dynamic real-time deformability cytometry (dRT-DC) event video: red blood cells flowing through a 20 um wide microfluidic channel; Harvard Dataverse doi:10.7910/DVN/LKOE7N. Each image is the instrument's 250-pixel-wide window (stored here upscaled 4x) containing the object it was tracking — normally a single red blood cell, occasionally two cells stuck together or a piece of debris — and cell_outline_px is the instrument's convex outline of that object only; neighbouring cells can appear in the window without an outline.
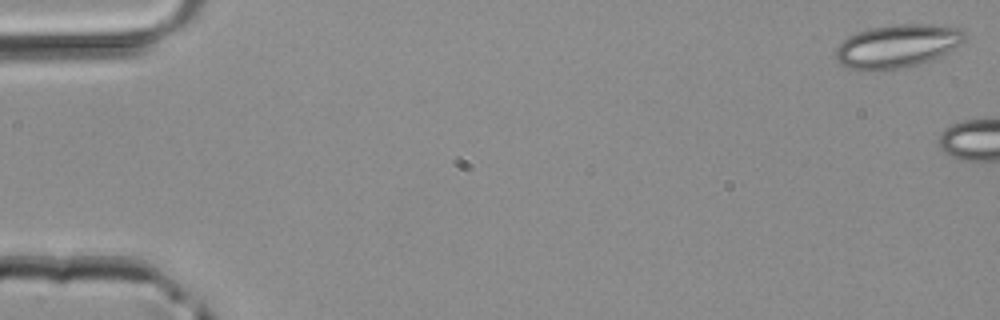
{"species": "common noctule bat (a hibernating species)", "species_latin": "Nyctalus noctula", "temperature_condition": "room temperature", "stored_images_in_passage": 2, "camera_frame_rate_fps": 3000, "um_per_image_px": 0.085, "animal": {"sex": "male", "body_mass_g": 20.4}, "frame": {"image": 1, "passage_image": 1, "time_ms": 0.0, "image_size_px": [1000, 320], "cell_outline_px": [[964, 40], [960, 44], [948, 52], [932, 60], [920, 64], [900, 68], [848, 68], [840, 64], [832, 56], [836, 48], [848, 36], [872, 28], [892, 24], [928, 24], [960, 28], [964, 32]], "centroid_in_image_um": [76.27, 3.89], "position_along_channel_um": 8.7, "area_um2": 32.02}}